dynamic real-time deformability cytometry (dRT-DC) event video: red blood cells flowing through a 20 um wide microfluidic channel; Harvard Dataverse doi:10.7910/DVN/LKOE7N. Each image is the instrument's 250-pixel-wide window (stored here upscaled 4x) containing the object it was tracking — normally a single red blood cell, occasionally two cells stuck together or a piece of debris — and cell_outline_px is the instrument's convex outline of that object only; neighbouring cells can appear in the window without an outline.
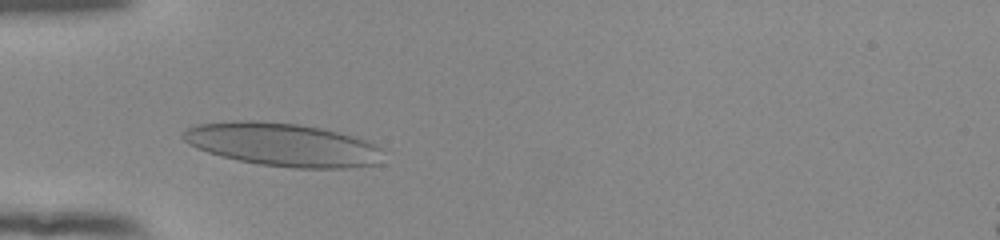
{"species": "human", "species_latin": "Homo sapiens", "temperature_condition": "room temperature", "stored_images_in_passage": 38, "camera_frame_rate_fps": 3000, "um_per_image_px": 0.085, "donor": {"sex": "female"}, "frame": {"image": 1, "passage_image": 8, "time_ms": 2.333, "image_size_px": [1000, 240], "cell_outline_px": [[380, 164], [348, 168], [292, 168], [260, 164], [240, 160], [208, 152], [196, 148], [188, 144], [180, 136], [188, 128], [196, 124], [232, 120], [256, 120], [300, 124], [324, 128], [368, 140], [380, 144]], "centroid_in_image_um": [24.05, 12.28], "position_along_channel_um": 60.9, "area_um2": 50.75}}
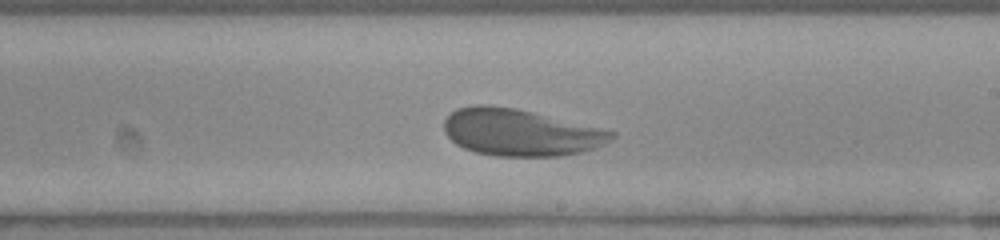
{"frame": {"image": 2, "passage_image": 23, "time_ms": 7.333, "image_size_px": [1000, 240], "cell_outline_px": [[616, 136], [612, 140], [596, 148], [580, 152], [560, 156], [496, 156], [476, 152], [464, 148], [456, 144], [444, 132], [444, 120], [456, 108], [472, 104], [488, 104], [516, 108], [600, 128], [616, 132]], "centroid_in_image_um": [44.21, 11.25], "position_along_channel_um": 244.8, "area_um2": 45.78}}
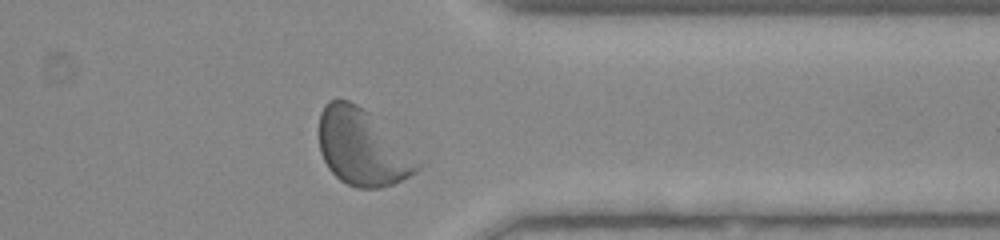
{"frame": {"image": 3, "passage_image": 34, "time_ms": 11.0, "image_size_px": [1000, 240], "cell_outline_px": [[424, 168], [392, 184], [380, 188], [356, 188], [340, 180], [328, 168], [320, 152], [320, 112], [324, 104], [328, 100], [348, 100], [356, 104], [368, 112], [424, 164]], "centroid_in_image_um": [30.8, 12.56], "position_along_channel_um": 380.6, "area_um2": 43.41}, "authors_computed_cell_mechanics": {"area_um2": 45.5753, "velocity_mm_per_s": 3.7846, "shape_relaxation_time_tau1_ms": 3.0379, "shape_relaxation_time_tau2_ms": 0.6913, "deformation_change_tau1": 0.1106, "deformation_change_tau2": 0.0429}}